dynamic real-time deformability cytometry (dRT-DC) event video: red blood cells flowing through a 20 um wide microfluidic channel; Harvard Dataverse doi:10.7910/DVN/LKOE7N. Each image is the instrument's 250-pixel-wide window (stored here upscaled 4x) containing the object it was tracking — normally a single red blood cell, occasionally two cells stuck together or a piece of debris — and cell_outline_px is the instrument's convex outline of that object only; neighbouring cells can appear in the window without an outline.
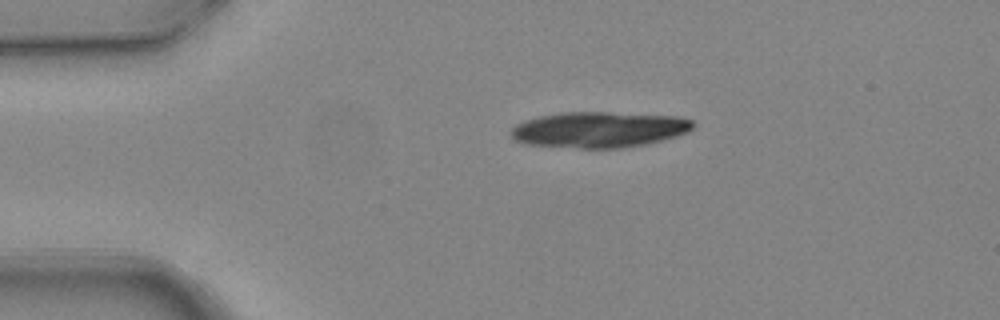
{"species": "common noctule bat (a hibernating species)", "species_latin": "Nyctalus noctula", "temperature_condition": "warm", "stored_images_in_passage": 2, "camera_frame_rate_fps": 3000, "um_per_image_px": 0.085, "animal": {"sex": "female", "body_mass_g": 24.6, "forearm_length_mm": 56.2}, "frame": {"image": 1, "passage_image": 1, "time_ms": 0.0, "image_size_px": [1000, 320], "cell_outline_px": [[696, 124], [688, 132], [676, 136], [644, 144], [624, 148], [580, 148], [524, 144], [516, 140], [508, 132], [516, 124], [524, 120], [540, 116], [564, 112], [608, 112], [680, 116], [692, 120]], "centroid_in_image_um": [50.92, 11.01], "position_along_channel_um": 34.1, "area_um2": 38.15}}